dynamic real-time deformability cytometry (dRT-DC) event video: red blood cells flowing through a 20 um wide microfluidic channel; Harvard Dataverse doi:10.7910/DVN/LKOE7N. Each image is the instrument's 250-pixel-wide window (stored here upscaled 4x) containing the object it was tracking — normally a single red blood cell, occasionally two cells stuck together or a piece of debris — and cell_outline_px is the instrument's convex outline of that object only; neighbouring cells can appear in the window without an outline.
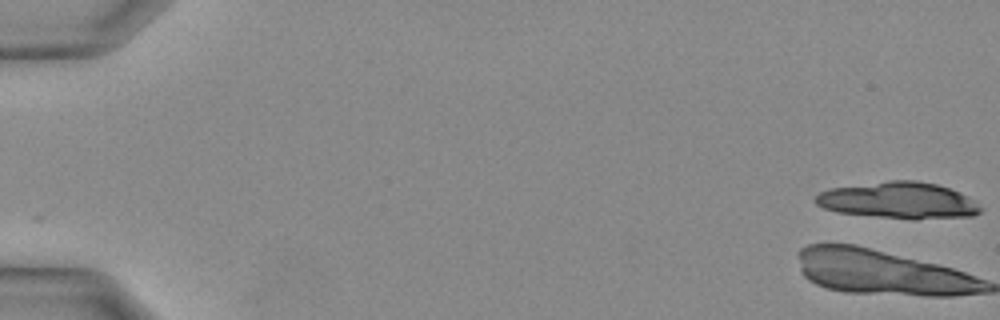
{"species": "Egyptian fruit bat (a non-hibernating species)", "species_latin": "Rousettus aegyptiacus", "temperature_condition": "warm", "stored_images_in_passage": 32, "camera_frame_rate_fps": 3000, "um_per_image_px": 0.085, "animal": {"sex": "female"}, "frame": {"image": 1, "passage_image": 1, "time_ms": 0.0, "image_size_px": [1000, 320], "cell_outline_px": [[984, 208], [980, 212], [972, 216], [916, 220], [912, 220], [836, 212], [824, 208], [816, 204], [812, 200], [820, 192], [828, 188], [888, 180], [916, 180], [936, 184], [948, 188], [964, 196]], "centroid_in_image_um": [76.32, 17.04], "position_along_channel_um": 8.7, "area_um2": 35.26}}
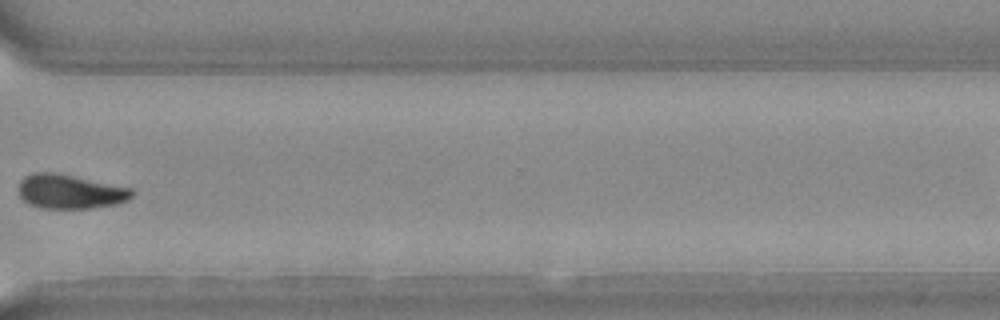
{"frame": {"image": 2, "passage_image": 28, "time_ms": 9.0, "image_size_px": [1000, 320], "cell_outline_px": [[132, 196], [128, 200], [116, 204], [88, 208], [40, 208], [28, 204], [20, 196], [20, 180], [24, 176], [32, 172], [56, 172], [132, 188]], "centroid_in_image_um": [5.93, 16.27], "position_along_channel_um": 364.7, "area_um2": 22.6}}